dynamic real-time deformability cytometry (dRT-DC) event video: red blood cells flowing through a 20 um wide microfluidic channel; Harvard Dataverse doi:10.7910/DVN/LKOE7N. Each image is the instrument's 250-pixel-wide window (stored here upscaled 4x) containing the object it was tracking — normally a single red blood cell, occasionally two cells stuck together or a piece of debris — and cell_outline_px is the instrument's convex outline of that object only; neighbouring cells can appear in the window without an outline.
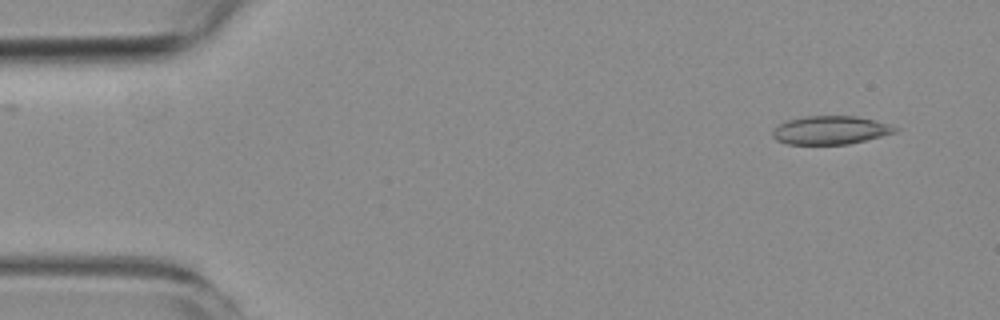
{"species": "common noctule bat (a hibernating species)", "species_latin": "Nyctalus noctula", "temperature_condition": "room temperature", "stored_images_in_passage": 2, "camera_frame_rate_fps": 3000, "um_per_image_px": 0.085, "animal": {"sex": "female", "body_mass_g": 19.3, "forearm_length_mm": 54.1}, "frame": {"image": 1, "passage_image": 2, "time_ms": 1.333, "image_size_px": [1000, 320], "cell_outline_px": [[900, 128], [896, 132], [848, 144], [788, 144], [776, 140], [772, 136], [772, 132], [780, 124], [788, 120], [804, 116], [856, 116], [876, 120]], "centroid_in_image_um": [70.59, 11.06], "position_along_channel_um": 14.4, "area_um2": 20.11}}